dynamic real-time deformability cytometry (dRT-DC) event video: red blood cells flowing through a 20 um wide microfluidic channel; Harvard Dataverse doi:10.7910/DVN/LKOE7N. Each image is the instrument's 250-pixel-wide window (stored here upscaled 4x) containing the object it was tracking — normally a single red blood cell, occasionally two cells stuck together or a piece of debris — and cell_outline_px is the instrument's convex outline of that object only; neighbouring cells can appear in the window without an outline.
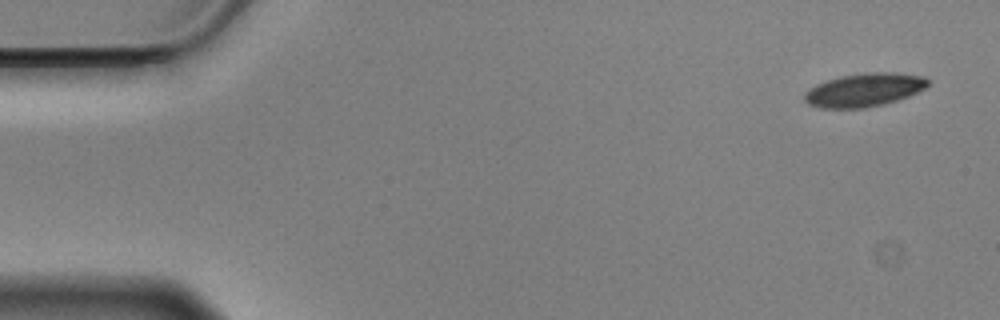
{"species": "Egyptian fruit bat (a non-hibernating species)", "species_latin": "Rousettus aegyptiacus", "temperature_condition": "cold", "stored_images_in_passage": 55, "camera_frame_rate_fps": 3000, "um_per_image_px": 0.085, "animal": {"sex": "male"}, "frame": {"image": 1, "passage_image": 1, "time_ms": 0.0, "image_size_px": [1000, 320], "cell_outline_px": [[928, 84], [924, 88], [908, 96], [884, 104], [864, 108], [820, 108], [808, 104], [804, 100], [804, 92], [808, 88], [816, 84], [840, 76], [864, 72], [896, 72], [924, 76], [928, 80]], "centroid_in_image_um": [73.42, 7.63], "position_along_channel_um": 11.6, "area_um2": 24.1}}
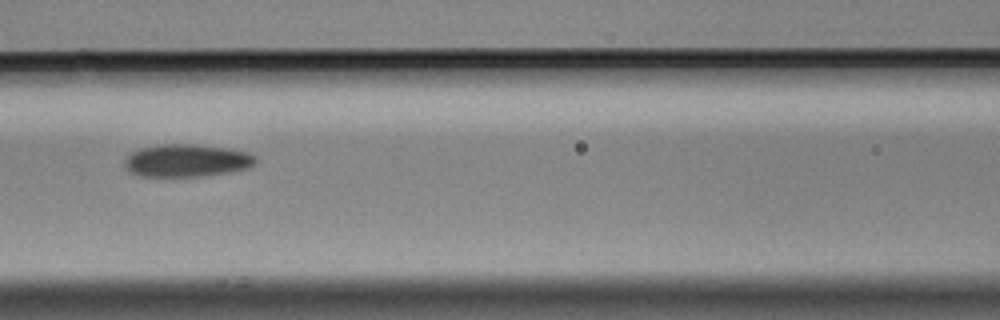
{"frame": {"image": 2, "passage_image": 23, "time_ms": 7.333, "image_size_px": [1000, 320], "cell_outline_px": [[256, 164], [248, 168], [232, 172], [208, 176], [140, 176], [124, 168], [124, 160], [132, 152], [140, 148], [160, 144], [192, 144], [228, 148], [248, 152], [256, 156]], "centroid_in_image_um": [15.91, 13.65], "position_along_channel_um": 150.7, "area_um2": 25.14}}
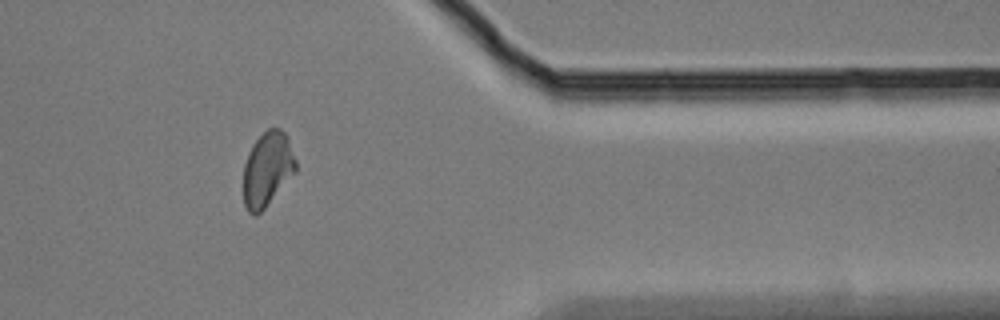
{"frame": {"image": 3, "passage_image": 45, "time_ms": 14.667, "image_size_px": [1000, 320], "cell_outline_px": [[296, 172], [264, 208], [256, 216], [252, 216], [248, 212], [244, 204], [244, 164], [248, 152], [252, 144], [268, 128], [280, 128], [288, 136], [296, 160]], "centroid_in_image_um": [22.73, 14.37], "position_along_channel_um": 388.7, "area_um2": 22.77}, "authors_computed_cell_mechanics": {"area_um2": 24.1604, "velocity_mm_per_s": 3.5041, "shape_relaxation_time_tau1_ms": 3.8031, "shape_relaxation_time_tau2_ms": 4.4849, "deformation_change_tau1": 0.1118, "deformation_change_tau2": 0.0971}}